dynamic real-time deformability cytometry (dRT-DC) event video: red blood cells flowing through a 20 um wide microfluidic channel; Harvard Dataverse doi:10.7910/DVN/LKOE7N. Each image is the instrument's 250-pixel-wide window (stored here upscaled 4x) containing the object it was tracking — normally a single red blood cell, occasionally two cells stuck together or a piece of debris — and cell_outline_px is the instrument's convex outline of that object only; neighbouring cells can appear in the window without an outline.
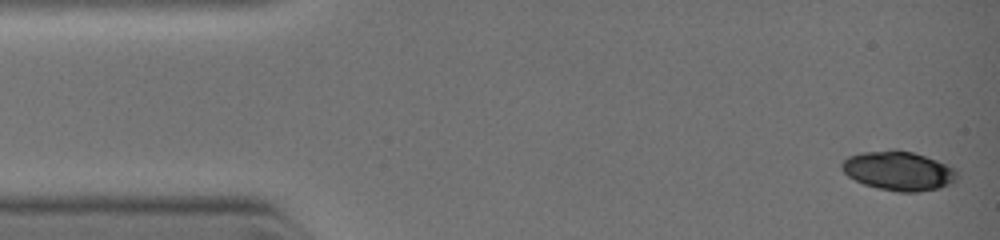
{"species": "common noctule bat (a hibernating species)", "species_latin": "Nyctalus noctula", "temperature_condition": "warm", "stored_images_in_passage": 4, "camera_frame_rate_fps": 3000, "um_per_image_px": 0.085, "animal": {"sex": "female", "body_mass_g": 19.0, "forearm_length_mm": 51.5}, "frame": {"image": 1, "passage_image": 1, "time_ms": 0.0, "image_size_px": [1000, 240], "cell_outline_px": [[956, 180], [940, 188], [916, 192], [900, 192], [880, 188], [864, 184], [848, 176], [840, 168], [840, 164], [848, 156], [860, 152], [892, 148], [912, 152], [936, 160], [956, 168]], "centroid_in_image_um": [76.35, 14.5], "position_along_channel_um": 8.7, "area_um2": 26.41}}